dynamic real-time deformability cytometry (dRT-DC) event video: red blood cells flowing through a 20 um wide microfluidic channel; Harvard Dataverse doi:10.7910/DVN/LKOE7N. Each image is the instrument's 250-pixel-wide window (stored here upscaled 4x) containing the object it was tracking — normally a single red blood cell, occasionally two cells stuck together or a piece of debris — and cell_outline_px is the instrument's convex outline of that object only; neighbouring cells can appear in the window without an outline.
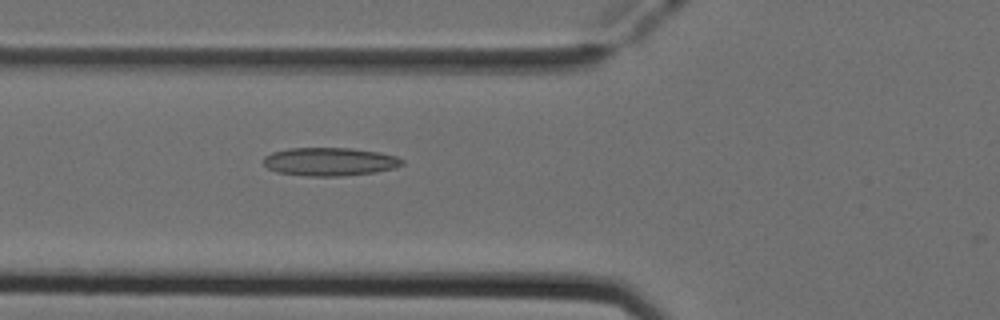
{"species": "Egyptian fruit bat (a non-hibernating species)", "species_latin": "Rousettus aegyptiacus", "temperature_condition": "cold", "stored_images_in_passage": 34, "camera_frame_rate_fps": 3000, "um_per_image_px": 0.085, "animal": {"sex": "female"}, "frame": {"image": 1, "passage_image": 5, "time_ms": 1.333, "image_size_px": [1000, 320], "cell_outline_px": [[404, 164], [396, 168], [376, 172], [340, 176], [308, 176], [276, 172], [268, 168], [264, 164], [264, 156], [272, 152], [288, 148], [352, 148], [380, 152], [396, 156], [404, 160]], "centroid_in_image_um": [28.05, 13.74], "position_along_channel_um": 97.7, "area_um2": 23.0}}
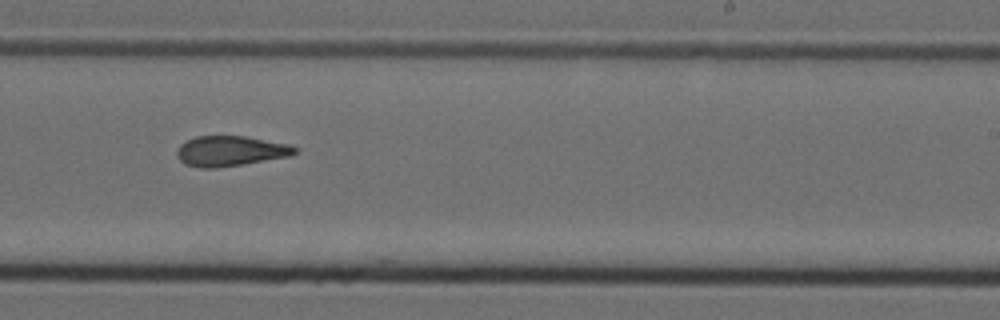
{"frame": {"image": 2, "passage_image": 18, "time_ms": 5.667, "image_size_px": [1000, 320], "cell_outline_px": [[296, 152], [288, 156], [216, 168], [200, 168], [184, 164], [176, 156], [176, 152], [180, 144], [196, 136], [248, 136], [288, 144], [296, 148]], "centroid_in_image_um": [19.53, 12.83], "position_along_channel_um": 269.5, "area_um2": 20.58}}
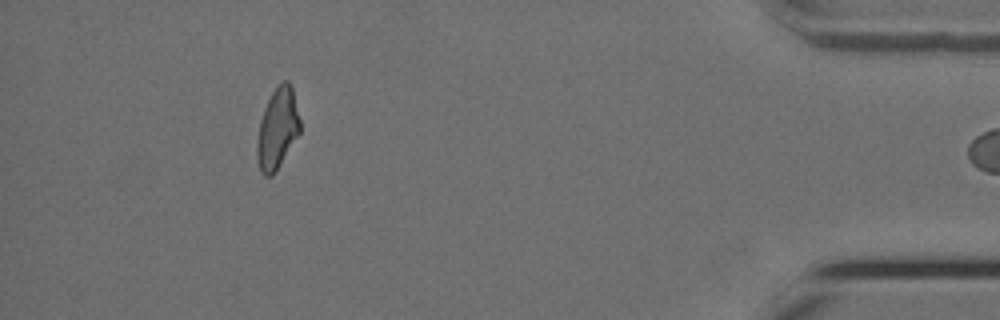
{"frame": {"image": 3, "passage_image": 33, "time_ms": 10.667, "image_size_px": [1000, 320], "cell_outline_px": [[300, 132], [276, 172], [272, 176], [264, 176], [260, 172], [256, 156], [256, 140], [260, 120], [264, 108], [272, 92], [284, 80], [288, 80], [292, 84], [300, 120]], "centroid_in_image_um": [23.57, 10.95], "position_along_channel_um": 411.6, "area_um2": 20.46}}